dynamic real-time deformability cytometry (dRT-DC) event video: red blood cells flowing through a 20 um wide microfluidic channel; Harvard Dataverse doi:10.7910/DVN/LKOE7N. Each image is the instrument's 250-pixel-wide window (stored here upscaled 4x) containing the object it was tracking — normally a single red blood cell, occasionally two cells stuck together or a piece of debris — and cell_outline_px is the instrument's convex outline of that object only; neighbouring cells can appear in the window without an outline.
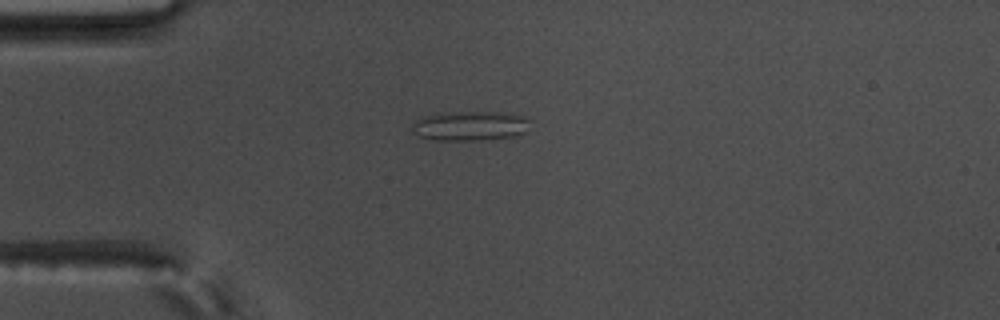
{"species": "common noctule bat (a hibernating species)", "species_latin": "Nyctalus noctula", "temperature_condition": "warm", "stored_images_in_passage": 42, "camera_frame_rate_fps": 3000, "um_per_image_px": 0.085, "animal": {"sex": "male", "body_mass_g": 17.5, "forearm_length_mm": 52.3}, "frame": {"image": 1, "passage_image": 1, "time_ms": 0.0, "image_size_px": [1000, 320], "cell_outline_px": [[528, 120], [524, 132], [512, 136], [476, 140], [436, 140], [420, 136], [412, 132], [412, 124], [416, 120], [428, 116], [444, 112], [500, 112], [524, 116]], "centroid_in_image_um": [39.91, 10.69], "position_along_channel_um": 45.1, "area_um2": 19.88}}
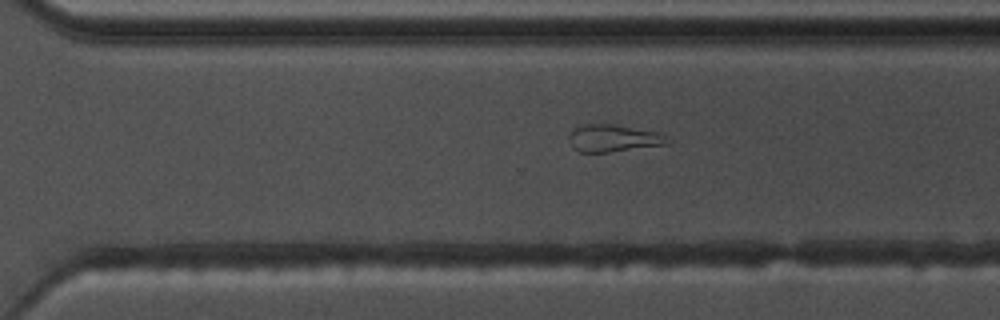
{"frame": {"image": 2, "passage_image": 25, "time_ms": 8.0, "image_size_px": [1000, 320], "cell_outline_px": [[672, 140], [668, 144], [608, 152], [580, 152], [572, 148], [568, 136], [576, 128], [584, 124], [612, 124], [660, 132], [668, 136]], "centroid_in_image_um": [52.18, 11.75], "position_along_channel_um": 318.4, "area_um2": 15.66}}
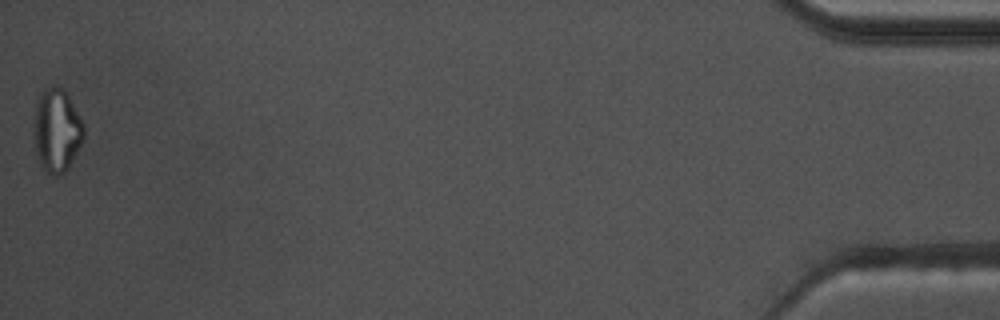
{"frame": {"image": 3, "passage_image": 42, "time_ms": 13.667, "image_size_px": [1000, 320], "cell_outline_px": [[84, 140], [64, 172], [56, 176], [44, 172], [40, 164], [36, 152], [32, 136], [32, 120], [36, 100], [40, 92], [44, 88], [52, 84], [56, 84], [68, 96], [84, 124]], "centroid_in_image_um": [4.77, 11.05], "position_along_channel_um": 430.4, "area_um2": 24.8}, "authors_computed_cell_mechanics": {"area_um2": 16.6175, "velocity_mm_per_s": 3.6772, "shape_relaxation_time_tau1_ms": null, "shape_relaxation_time_tau2_ms": 2.5044, "deformation_change_tau1": null, "deformation_change_tau2": 0.1304}}